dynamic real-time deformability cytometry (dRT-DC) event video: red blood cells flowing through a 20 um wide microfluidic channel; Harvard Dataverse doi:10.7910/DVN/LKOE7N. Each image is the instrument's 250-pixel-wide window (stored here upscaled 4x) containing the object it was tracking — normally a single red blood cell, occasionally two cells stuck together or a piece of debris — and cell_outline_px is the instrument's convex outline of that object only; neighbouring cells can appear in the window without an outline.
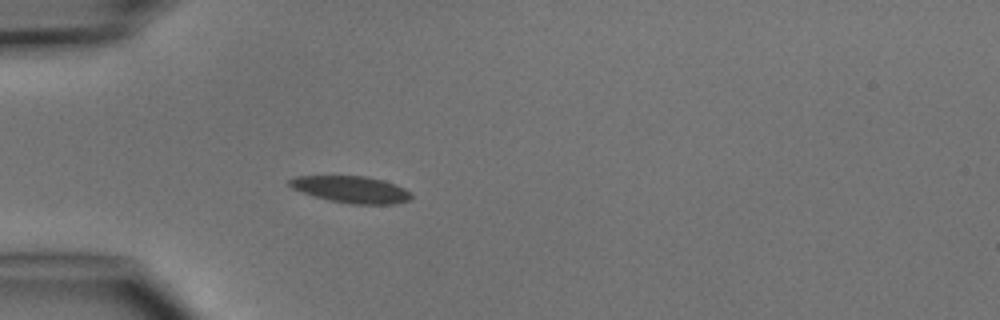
{"species": "common noctule bat (a hibernating species)", "species_latin": "Nyctalus noctula", "temperature_condition": "cold", "stored_images_in_passage": 3, "camera_frame_rate_fps": 3000, "um_per_image_px": 0.085, "animal": {"sex": "male", "body_mass_g": 15.6}, "frame": {"image": 1, "passage_image": 3, "time_ms": 2.333, "image_size_px": [1000, 320], "cell_outline_px": [[412, 196], [408, 200], [392, 204], [352, 204], [328, 200], [292, 188], [288, 184], [288, 180], [296, 176], [364, 176], [384, 180], [396, 184], [412, 192]], "centroid_in_image_um": [29.88, 16.1], "position_along_channel_um": 55.1, "area_um2": 18.9}}